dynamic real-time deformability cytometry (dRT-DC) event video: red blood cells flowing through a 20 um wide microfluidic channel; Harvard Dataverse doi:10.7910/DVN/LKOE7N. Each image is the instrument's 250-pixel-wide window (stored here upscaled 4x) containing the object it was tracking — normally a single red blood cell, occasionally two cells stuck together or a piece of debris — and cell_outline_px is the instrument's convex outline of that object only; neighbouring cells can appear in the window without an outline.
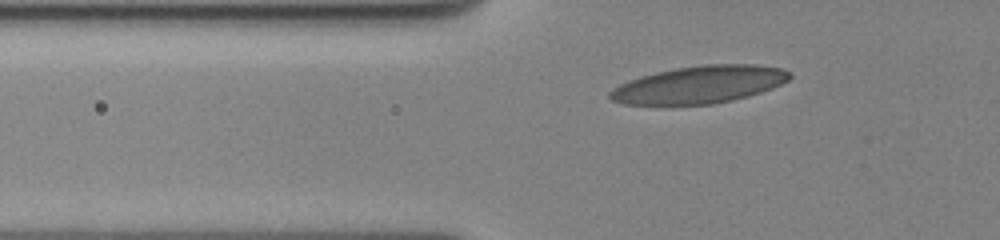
{"species": "human", "species_latin": "Homo sapiens", "temperature_condition": "cold", "stored_images_in_passage": 40, "camera_frame_rate_fps": 3000, "um_per_image_px": 0.085, "donor": {"sex": "female"}, "frame": {"image": 1, "passage_image": 7, "time_ms": 2.0, "image_size_px": [1000, 240], "cell_outline_px": [[792, 76], [788, 80], [772, 88], [748, 96], [732, 100], [712, 104], [624, 104], [612, 100], [608, 96], [608, 92], [620, 84], [640, 76], [656, 72], [676, 68], [704, 64], [756, 64], [780, 68], [788, 72]], "centroid_in_image_um": [59.44, 7.18], "position_along_channel_um": 66.4, "area_um2": 38.9}}
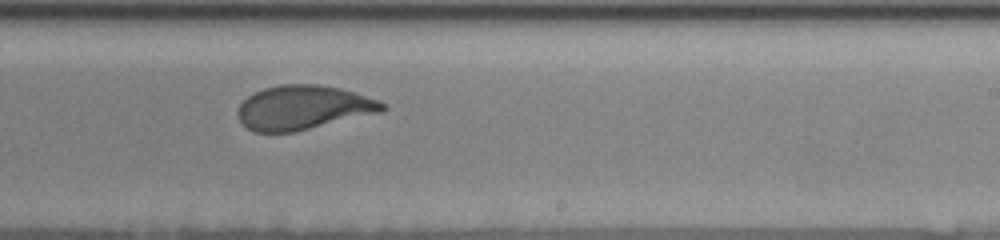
{"frame": {"image": 2, "passage_image": 25, "time_ms": 8.0, "image_size_px": [1000, 240], "cell_outline_px": [[388, 108], [380, 112], [292, 132], [252, 132], [240, 120], [236, 112], [240, 104], [248, 96], [264, 88], [280, 84], [320, 84], [340, 88], [380, 100], [388, 104]], "centroid_in_image_um": [25.78, 9.13], "position_along_channel_um": 263.2, "area_um2": 37.11}}
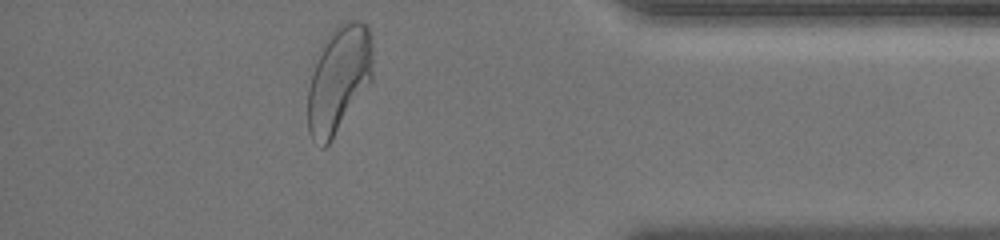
{"frame": {"image": 3, "passage_image": 39, "time_ms": 12.667, "image_size_px": [1000, 240], "cell_outline_px": [[372, 80], [332, 140], [324, 148], [312, 140], [308, 132], [308, 88], [316, 52], [328, 36], [340, 24], [348, 20], [360, 20], [368, 24], [372, 36]], "centroid_in_image_um": [28.79, 6.71], "position_along_channel_um": 406.4, "area_um2": 40.92}, "authors_computed_cell_mechanics": {"area_um2": 38.1191, "velocity_mm_per_s": 3.4629, "shape_relaxation_time_tau1_ms": 3.9579, "shape_relaxation_time_tau2_ms": null, "deformation_change_tau1": 0.162, "deformation_change_tau2": null}}